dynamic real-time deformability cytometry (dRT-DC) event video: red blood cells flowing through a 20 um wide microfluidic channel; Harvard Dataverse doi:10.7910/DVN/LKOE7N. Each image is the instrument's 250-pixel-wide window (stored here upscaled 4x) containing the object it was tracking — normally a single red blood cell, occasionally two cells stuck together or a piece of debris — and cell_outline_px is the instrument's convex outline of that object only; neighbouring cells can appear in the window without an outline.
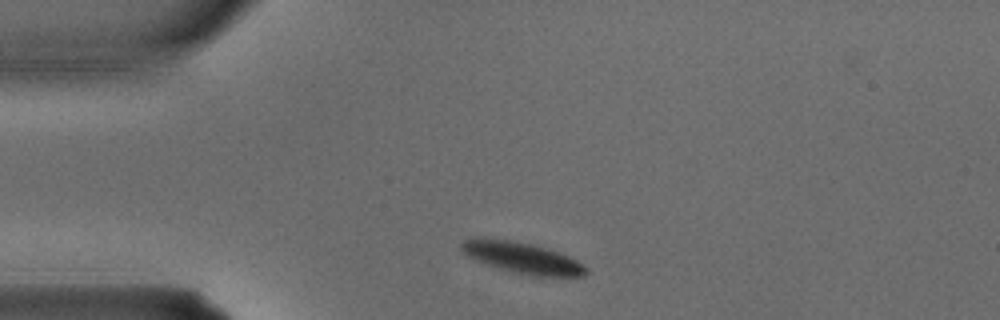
{"species": "common noctule bat (a hibernating species)", "species_latin": "Nyctalus noctula", "temperature_condition": "warm", "stored_images_in_passage": 1, "camera_frame_rate_fps": 3000, "um_per_image_px": 0.085, "animal": {"sex": "male", "body_mass_g": 15.6}, "frame": {"image": 1, "passage_image": 1, "time_ms": 0.0, "image_size_px": [1000, 320], "cell_outline_px": [[588, 272], [584, 276], [532, 276], [512, 272], [496, 268], [472, 260], [460, 252], [460, 244], [464, 240], [508, 240], [532, 244], [548, 248], [568, 256], [584, 264], [588, 268]], "centroid_in_image_um": [44.4, 21.95], "position_along_channel_um": 40.6, "area_um2": 22.54}}